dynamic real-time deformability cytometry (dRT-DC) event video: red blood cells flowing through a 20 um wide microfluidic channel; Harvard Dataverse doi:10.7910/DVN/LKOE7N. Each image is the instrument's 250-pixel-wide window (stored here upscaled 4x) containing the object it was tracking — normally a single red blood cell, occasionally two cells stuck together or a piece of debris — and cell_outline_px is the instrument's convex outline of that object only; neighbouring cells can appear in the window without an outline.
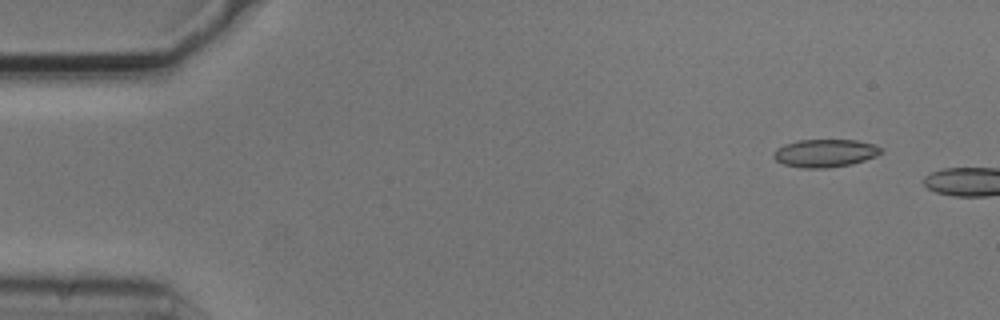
{"species": "common noctule bat (a hibernating species)", "species_latin": "Nyctalus noctula", "temperature_condition": "cold", "stored_images_in_passage": 2, "camera_frame_rate_fps": 3000, "um_per_image_px": 0.085, "animal": {"sex": "male", "body_mass_g": 20.5, "forearm_length_mm": 52.5}, "frame": {"image": 1, "passage_image": 1, "time_ms": 0.0, "image_size_px": [1000, 320], "cell_outline_px": [[884, 152], [876, 156], [852, 164], [828, 168], [800, 168], [784, 164], [776, 160], [772, 156], [772, 152], [776, 148], [784, 144], [800, 140], [856, 140], [872, 144], [884, 148]], "centroid_in_image_um": [70.12, 13.02], "position_along_channel_um": 14.9, "area_um2": 17.63}}